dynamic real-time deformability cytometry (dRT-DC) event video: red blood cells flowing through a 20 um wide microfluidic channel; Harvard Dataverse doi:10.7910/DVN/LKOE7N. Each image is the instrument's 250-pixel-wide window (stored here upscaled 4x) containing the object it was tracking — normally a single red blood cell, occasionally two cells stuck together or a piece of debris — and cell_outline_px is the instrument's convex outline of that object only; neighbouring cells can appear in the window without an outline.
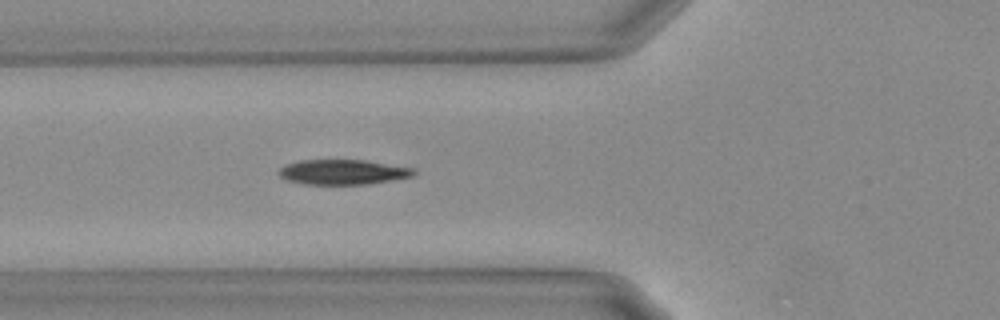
{"species": "Egyptian fruit bat (a non-hibernating species)", "species_latin": "Rousettus aegyptiacus", "temperature_condition": "warm", "stored_images_in_passage": 38, "camera_frame_rate_fps": 3000, "um_per_image_px": 0.085, "animal": {"sex": "female"}, "frame": {"image": 1, "passage_image": 3, "time_ms": 0.667, "image_size_px": [1000, 320], "cell_outline_px": [[416, 172], [412, 176], [368, 184], [304, 184], [288, 180], [280, 176], [280, 168], [288, 164], [300, 160], [364, 160], [412, 168]], "centroid_in_image_um": [29.14, 14.62], "position_along_channel_um": 96.7, "area_um2": 19.25}}
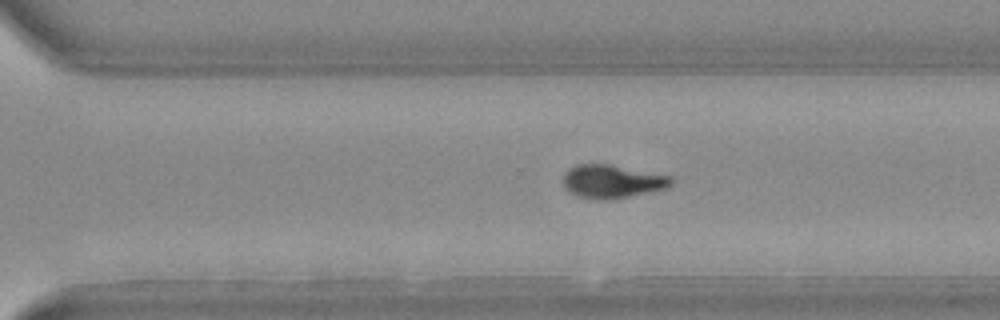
{"frame": {"image": 2, "passage_image": 21, "time_ms": 6.667, "image_size_px": [1000, 320], "cell_outline_px": [[672, 184], [668, 188], [628, 196], [604, 200], [580, 196], [568, 192], [564, 188], [564, 172], [568, 168], [576, 164], [608, 164], [672, 176]], "centroid_in_image_um": [52.01, 15.41], "position_along_channel_um": 318.6, "area_um2": 20.81}}
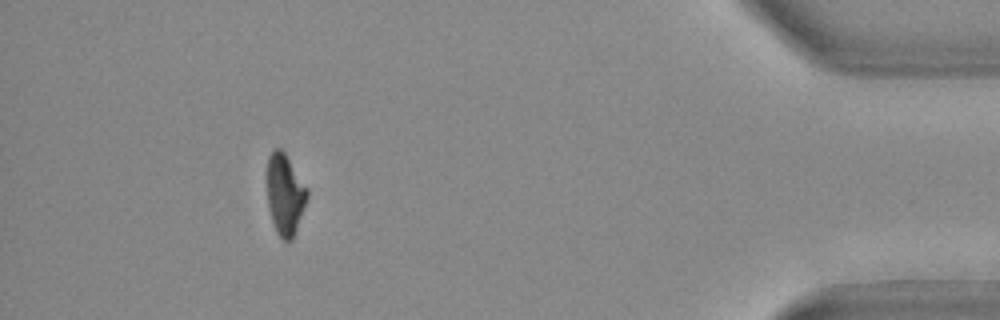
{"frame": {"image": 3, "passage_image": 33, "time_ms": 10.667, "image_size_px": [1000, 320], "cell_outline_px": [[308, 196], [292, 240], [280, 240], [276, 232], [272, 220], [268, 204], [268, 156], [276, 148], [280, 148], [284, 152], [308, 188]], "centroid_in_image_um": [24.23, 16.54], "position_along_channel_um": 411.0, "area_um2": 18.61}, "authors_computed_cell_mechanics": {"area_um2": 20.3456, "velocity_mm_per_s": 3.7032, "shape_relaxation_time_tau1_ms": 3.749, "shape_relaxation_time_tau2_ms": 2.7384, "deformation_change_tau1": 0.1808, "deformation_change_tau2": 0.0763}}